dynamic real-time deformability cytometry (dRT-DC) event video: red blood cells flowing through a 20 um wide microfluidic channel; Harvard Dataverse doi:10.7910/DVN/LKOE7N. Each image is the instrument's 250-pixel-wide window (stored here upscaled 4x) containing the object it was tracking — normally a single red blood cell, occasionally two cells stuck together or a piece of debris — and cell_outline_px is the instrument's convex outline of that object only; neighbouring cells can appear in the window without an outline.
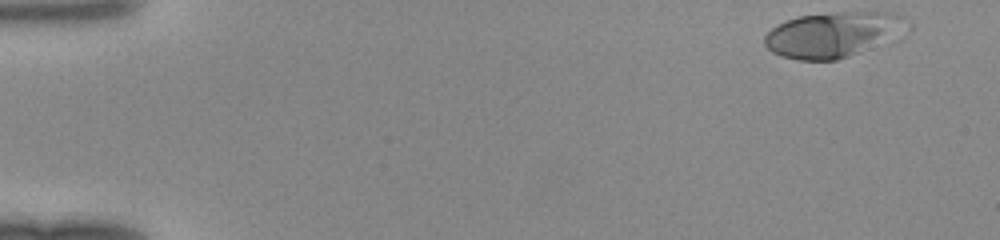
{"species": "human", "species_latin": "Homo sapiens", "temperature_condition": "room temperature", "stored_images_in_passage": 45, "camera_frame_rate_fps": 3000, "um_per_image_px": 0.085, "donor": {"sex": "female"}, "frame": {"image": 1, "passage_image": 1, "time_ms": 0.0, "image_size_px": [1000, 240], "cell_outline_px": [[896, 16], [880, 32], [856, 52], [848, 56], [836, 60], [800, 60], [780, 56], [772, 52], [764, 44], [764, 36], [776, 24], [800, 16], [840, 12], [892, 12]], "centroid_in_image_um": [70.18, 2.96], "position_along_channel_um": 14.8, "area_um2": 33.06}}
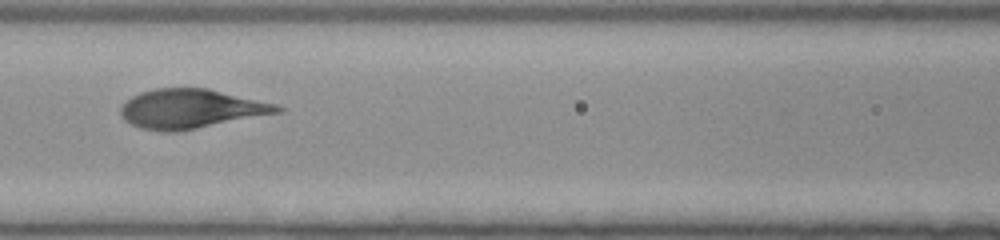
{"frame": {"image": 2, "passage_image": 20, "time_ms": 6.333, "image_size_px": [1000, 240], "cell_outline_px": [[284, 112], [176, 132], [164, 132], [140, 128], [124, 120], [120, 116], [120, 108], [124, 100], [140, 92], [156, 88], [208, 88], [276, 104], [284, 108]], "centroid_in_image_um": [16.21, 9.25], "position_along_channel_um": 150.4, "area_um2": 36.07}}
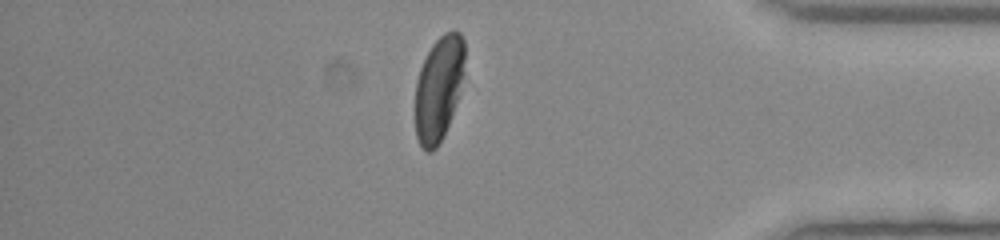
{"frame": {"image": 3, "passage_image": 39, "time_ms": 12.667, "image_size_px": [1000, 240], "cell_outline_px": [[464, 72], [460, 92], [448, 124], [436, 148], [432, 152], [424, 152], [416, 136], [416, 80], [420, 68], [432, 44], [444, 32], [452, 28], [456, 28], [460, 32], [464, 40]], "centroid_in_image_um": [37.3, 7.46], "position_along_channel_um": 397.9, "area_um2": 30.23}}